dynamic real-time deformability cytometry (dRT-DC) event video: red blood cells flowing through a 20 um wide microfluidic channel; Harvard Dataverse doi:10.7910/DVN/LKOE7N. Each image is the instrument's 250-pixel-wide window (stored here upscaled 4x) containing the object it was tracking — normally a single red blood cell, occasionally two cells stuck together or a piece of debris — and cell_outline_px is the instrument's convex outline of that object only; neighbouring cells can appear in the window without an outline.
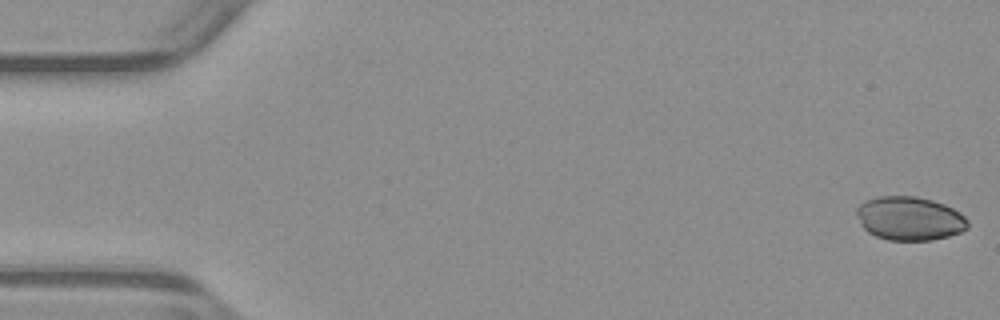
{"species": "common noctule bat (a hibernating species)", "species_latin": "Nyctalus noctula", "temperature_condition": "warm", "stored_images_in_passage": 53, "camera_frame_rate_fps": 3000, "um_per_image_px": 0.085, "animal": {"sex": "male", "body_mass_g": 23.1, "forearm_length_mm": 52.7}, "frame": {"image": 1, "passage_image": 1, "time_ms": 0.0, "image_size_px": [1000, 320], "cell_outline_px": [[968, 228], [960, 232], [948, 236], [932, 240], [888, 240], [876, 236], [868, 232], [864, 228], [856, 212], [856, 208], [860, 204], [868, 200], [880, 196], [916, 196], [932, 200], [944, 204], [960, 212], [968, 220]], "centroid_in_image_um": [77.34, 18.57], "position_along_channel_um": 7.7, "area_um2": 28.21}}